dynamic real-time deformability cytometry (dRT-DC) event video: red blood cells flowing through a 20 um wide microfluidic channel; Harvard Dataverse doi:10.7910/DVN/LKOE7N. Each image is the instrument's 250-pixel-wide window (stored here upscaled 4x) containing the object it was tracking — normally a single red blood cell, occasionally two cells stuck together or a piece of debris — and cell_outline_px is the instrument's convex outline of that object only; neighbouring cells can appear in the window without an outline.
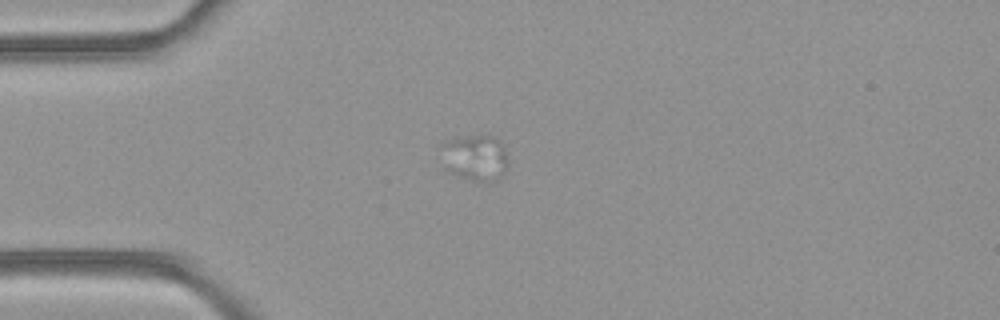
{"species": "common noctule bat (a hibernating species)", "species_latin": "Nyctalus noctula", "temperature_condition": "room temperature", "stored_images_in_passage": 13, "camera_frame_rate_fps": 3000, "um_per_image_px": 0.085, "animal": {"sex": "female", "body_mass_g": 21.9}, "frame": {"image": 1, "passage_image": 6, "time_ms": 1.667, "image_size_px": [1000, 320], "cell_outline_px": [[504, 172], [496, 180], [476, 180], [452, 172], [444, 168], [440, 144], [452, 140], [472, 136], [492, 136], [500, 140], [504, 148]], "centroid_in_image_um": [40.34, 13.37], "position_along_channel_um": 44.7, "area_um2": 16.99}}
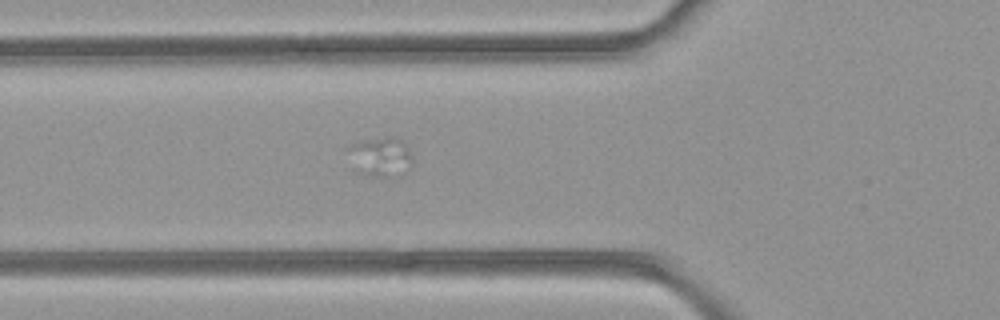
{"frame": {"image": 2, "passage_image": 11, "time_ms": 3.333, "image_size_px": [1000, 320], "cell_outline_px": [[412, 164], [400, 176], [368, 176], [356, 172], [352, 168], [348, 148], [352, 144], [364, 140], [388, 136], [392, 136], [400, 140], [404, 144], [412, 156]], "centroid_in_image_um": [32.32, 13.35], "position_along_channel_um": 93.5, "area_um2": 14.85}}